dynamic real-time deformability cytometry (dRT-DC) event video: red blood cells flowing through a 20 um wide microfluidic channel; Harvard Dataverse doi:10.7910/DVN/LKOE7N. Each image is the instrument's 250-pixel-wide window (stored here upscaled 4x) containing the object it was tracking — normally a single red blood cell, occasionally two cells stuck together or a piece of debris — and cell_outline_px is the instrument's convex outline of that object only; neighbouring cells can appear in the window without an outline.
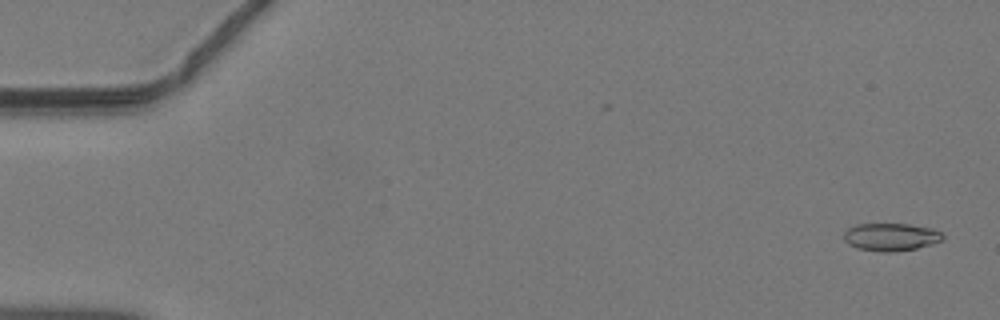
{"species": "common noctule bat (a hibernating species)", "species_latin": "Nyctalus noctula", "temperature_condition": "warm", "stored_images_in_passage": 47, "segment_of_instrument_passage": [1, 2], "camera_frame_rate_fps": 3000, "um_per_image_px": 0.085, "animal": {"sex": "male", "body_mass_g": 19.2, "forearm_length_mm": 51.8}, "frame": {"image": 1, "passage_image": 2, "time_ms": 0.333, "image_size_px": [1000, 320], "cell_outline_px": [[944, 240], [932, 244], [916, 248], [892, 252], [884, 252], [856, 248], [848, 244], [844, 240], [844, 232], [848, 228], [856, 224], [908, 224], [932, 228], [940, 232], [944, 236]], "centroid_in_image_um": [75.72, 20.14], "position_along_channel_um": 9.3, "area_um2": 16.01}}
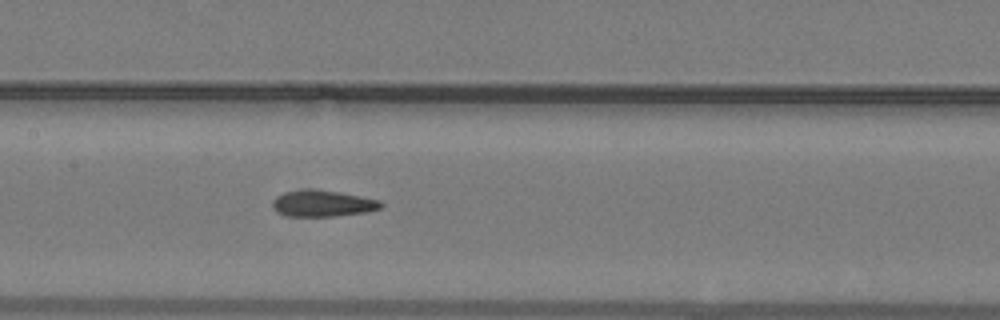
{"frame": {"image": 2, "passage_image": 23, "time_ms": 7.333, "image_size_px": [1000, 320], "cell_outline_px": [[384, 204], [380, 208], [364, 212], [336, 216], [288, 216], [276, 212], [272, 208], [272, 200], [276, 196], [284, 192], [308, 188], [340, 192], [380, 200]], "centroid_in_image_um": [27.38, 17.28], "position_along_channel_um": 180.0, "area_um2": 16.76}}
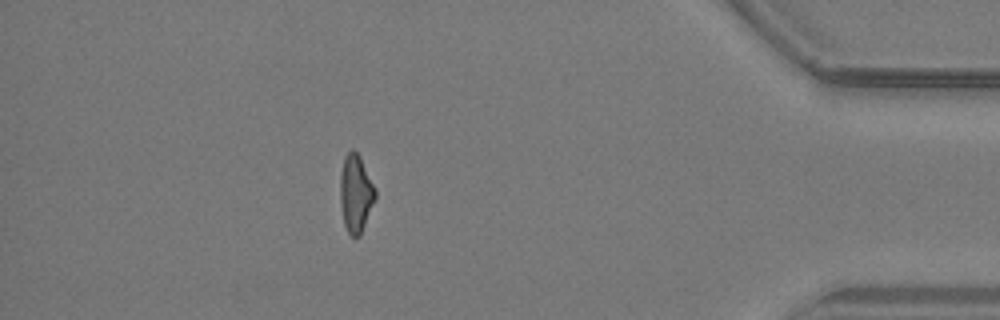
{"frame": {"image": 3, "passage_image": 41, "time_ms": 13.333, "image_size_px": [1000, 320], "cell_outline_px": [[376, 196], [360, 236], [352, 236], [348, 232], [344, 224], [340, 204], [340, 172], [344, 156], [352, 148], [360, 156], [376, 188]], "centroid_in_image_um": [30.23, 16.41], "position_along_channel_um": 405.0, "area_um2": 15.95}}